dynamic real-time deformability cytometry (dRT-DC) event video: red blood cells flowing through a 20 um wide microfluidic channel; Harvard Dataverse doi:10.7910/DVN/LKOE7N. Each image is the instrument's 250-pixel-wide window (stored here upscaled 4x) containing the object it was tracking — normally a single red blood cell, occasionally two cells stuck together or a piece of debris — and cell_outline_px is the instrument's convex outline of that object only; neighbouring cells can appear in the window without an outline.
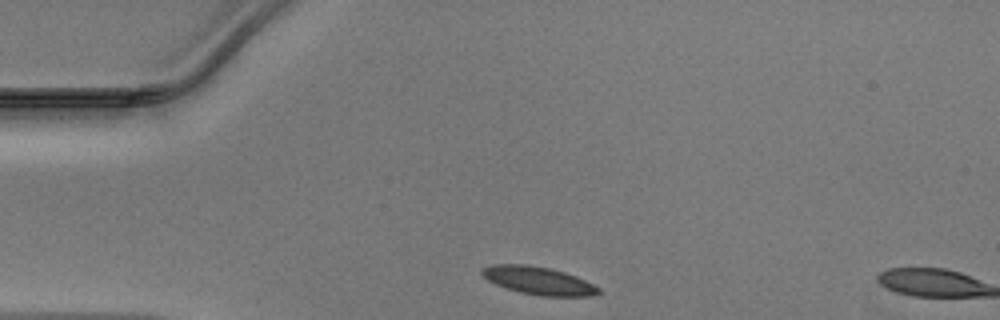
{"species": "Egyptian fruit bat (a non-hibernating species)", "species_latin": "Rousettus aegyptiacus", "temperature_condition": "warm", "stored_images_in_passage": 2, "camera_frame_rate_fps": 3000, "um_per_image_px": 0.085, "animal": {"sex": "male"}, "frame": {"image": 1, "passage_image": 1, "time_ms": 0.0, "image_size_px": [1000, 320], "cell_outline_px": [[600, 292], [592, 296], [540, 296], [520, 292], [496, 284], [488, 280], [480, 272], [484, 268], [492, 264], [528, 264], [548, 268], [564, 272], [584, 280], [600, 288]], "centroid_in_image_um": [45.76, 23.85], "position_along_channel_um": 39.2, "area_um2": 18.67}}